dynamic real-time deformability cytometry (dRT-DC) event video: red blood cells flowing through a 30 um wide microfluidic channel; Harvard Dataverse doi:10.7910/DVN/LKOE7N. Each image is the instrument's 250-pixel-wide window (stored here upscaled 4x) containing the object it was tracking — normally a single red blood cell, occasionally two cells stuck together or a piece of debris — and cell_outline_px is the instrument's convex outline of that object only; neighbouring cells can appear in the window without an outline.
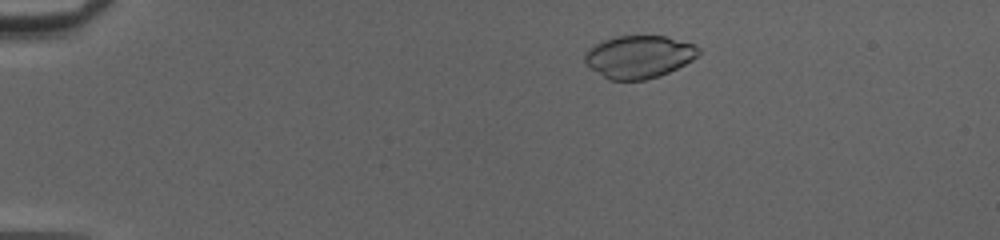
{"species": "common noctule bat (a hibernating species)", "species_latin": "Nyctalus noctula", "temperature_condition": "cold", "stored_images_in_passage": 48, "camera_frame_rate_fps": 3000, "um_per_image_px": 0.085, "animal": {"sex": "female", "body_mass_g": 20.0, "forearm_length_mm": 54.0}, "frame": {"image": 1, "passage_image": 7, "time_ms": 2.0, "image_size_px": [1000, 240], "cell_outline_px": [[700, 52], [692, 60], [660, 76], [644, 80], [608, 80], [592, 68], [584, 60], [584, 52], [596, 44], [604, 40], [616, 36], [664, 36], [692, 44], [700, 48]], "centroid_in_image_um": [54.3, 4.83], "position_along_channel_um": 30.7, "area_um2": 27.92}}
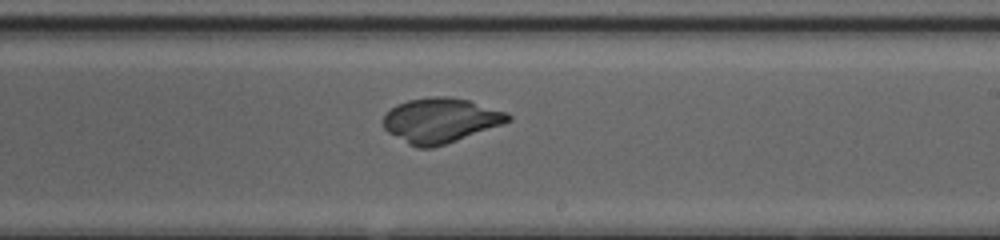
{"frame": {"image": 2, "passage_image": 29, "time_ms": 9.333, "image_size_px": [1000, 240], "cell_outline_px": [[512, 120], [504, 124], [432, 148], [416, 148], [408, 144], [388, 132], [384, 128], [384, 116], [396, 104], [408, 100], [432, 96], [448, 96], [468, 100], [508, 112], [512, 116]], "centroid_in_image_um": [37.47, 10.23], "position_along_channel_um": 251.5, "area_um2": 32.48}}
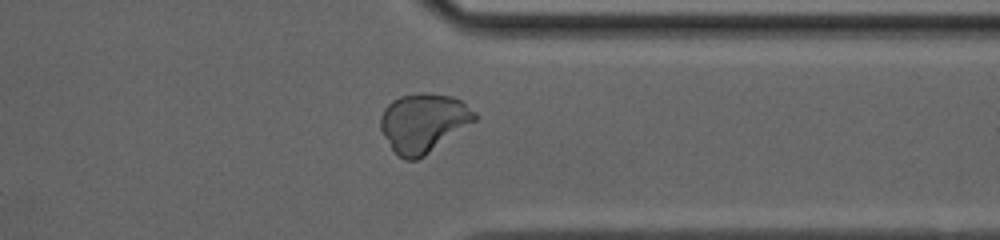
{"frame": {"image": 3, "passage_image": 38, "time_ms": 12.333, "image_size_px": [1000, 240], "cell_outline_px": [[480, 116], [476, 120], [424, 156], [416, 160], [404, 160], [392, 148], [384, 136], [380, 128], [380, 116], [384, 108], [392, 100], [400, 96], [420, 92], [428, 92], [452, 96], [460, 100], [476, 112]], "centroid_in_image_um": [35.99, 10.41], "position_along_channel_um": 375.4, "area_um2": 32.31}}